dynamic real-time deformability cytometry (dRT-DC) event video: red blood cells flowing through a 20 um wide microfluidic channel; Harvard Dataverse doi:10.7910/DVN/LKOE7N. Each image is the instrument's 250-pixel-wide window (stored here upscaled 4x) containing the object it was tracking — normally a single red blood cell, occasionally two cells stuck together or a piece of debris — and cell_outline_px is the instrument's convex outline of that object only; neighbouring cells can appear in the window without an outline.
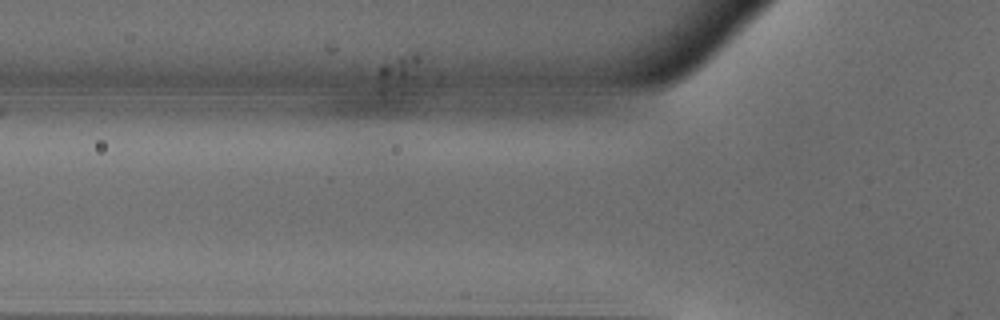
{"species": "common noctule bat (a hibernating species)", "species_latin": "Nyctalus noctula", "temperature_condition": "warm", "stored_images_in_passage": 4, "camera_frame_rate_fps": 3000, "um_per_image_px": 0.085, "animal": {"sex": "male", "body_mass_g": 18.8}, "frame": {"image": 1, "passage_image": 4, "time_ms": 1.0, "image_size_px": [1000, 320], "cell_outline_px": [[604, 100], [576, 104], [460, 104], [456, 100], [508, 92], [604, 92]], "centroid_in_image_um": [45.54, 8.35], "position_along_channel_um": 80.3, "area_um2": 10.87}}